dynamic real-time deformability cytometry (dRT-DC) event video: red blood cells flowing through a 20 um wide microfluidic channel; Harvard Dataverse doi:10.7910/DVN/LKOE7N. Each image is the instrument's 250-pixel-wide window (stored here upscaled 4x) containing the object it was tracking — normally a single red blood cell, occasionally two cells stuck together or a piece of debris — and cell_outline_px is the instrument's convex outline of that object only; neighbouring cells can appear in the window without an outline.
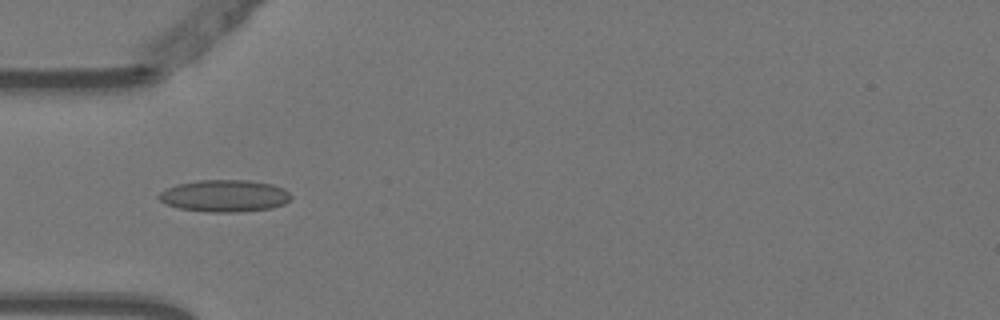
{"species": "Egyptian fruit bat (a non-hibernating species)", "species_latin": "Rousettus aegyptiacus", "temperature_condition": "warm", "stored_images_in_passage": 5, "camera_frame_rate_fps": 3000, "um_per_image_px": 0.085, "animal": {"sex": "female"}, "frame": {"image": 1, "passage_image": 4, "time_ms": 1.0, "image_size_px": [1000, 320], "cell_outline_px": [[292, 196], [284, 204], [272, 208], [240, 212], [204, 212], [180, 208], [168, 204], [160, 200], [156, 196], [160, 192], [176, 184], [200, 180], [248, 180], [272, 184], [284, 188]], "centroid_in_image_um": [19.1, 16.65], "position_along_channel_um": 65.9, "area_um2": 24.68}}
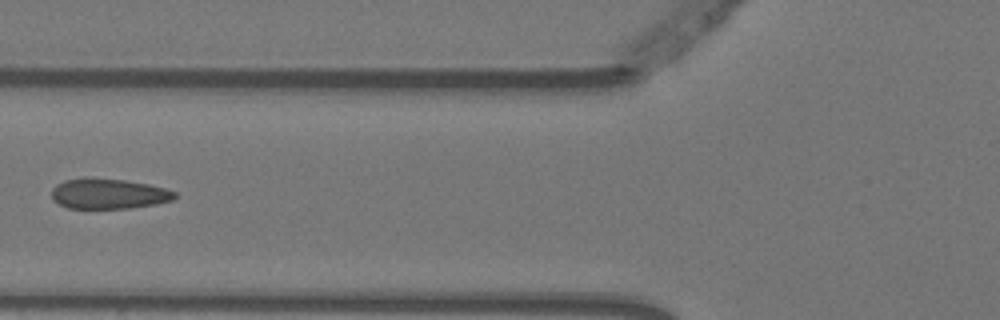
{"frame": {"image": 2, "passage_image": 5, "time_ms": 1.333, "image_size_px": [1000, 320], "cell_outline_px": [[176, 196], [172, 200], [156, 204], [132, 208], [68, 208], [52, 200], [52, 188], [56, 184], [64, 180], [84, 176], [92, 176], [124, 180], [148, 184], [164, 188], [176, 192]], "centroid_in_image_um": [9.19, 16.44], "position_along_channel_um": 116.6, "area_um2": 22.08}}